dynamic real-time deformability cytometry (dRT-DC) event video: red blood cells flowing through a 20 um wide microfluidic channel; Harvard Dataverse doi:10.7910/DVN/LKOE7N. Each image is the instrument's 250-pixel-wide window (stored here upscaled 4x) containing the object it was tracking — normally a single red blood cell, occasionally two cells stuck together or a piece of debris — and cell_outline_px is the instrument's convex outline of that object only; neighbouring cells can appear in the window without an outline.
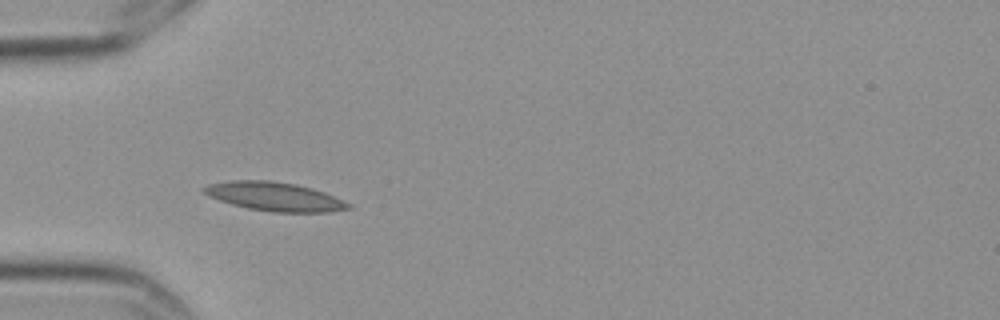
{"species": "Egyptian fruit bat (a non-hibernating species)", "species_latin": "Rousettus aegyptiacus", "temperature_condition": "cold", "stored_images_in_passage": 3, "camera_frame_rate_fps": 3000, "um_per_image_px": 0.085, "frame": {"image": 1, "passage_image": 2, "time_ms": 0.333, "image_size_px": [1000, 320], "cell_outline_px": [[352, 208], [332, 212], [272, 212], [248, 208], [232, 204], [208, 196], [200, 188], [208, 184], [232, 180], [268, 180], [296, 184], [312, 188], [324, 192], [352, 204]], "centroid_in_image_um": [23.35, 16.7], "position_along_channel_um": 61.6, "area_um2": 24.28}}
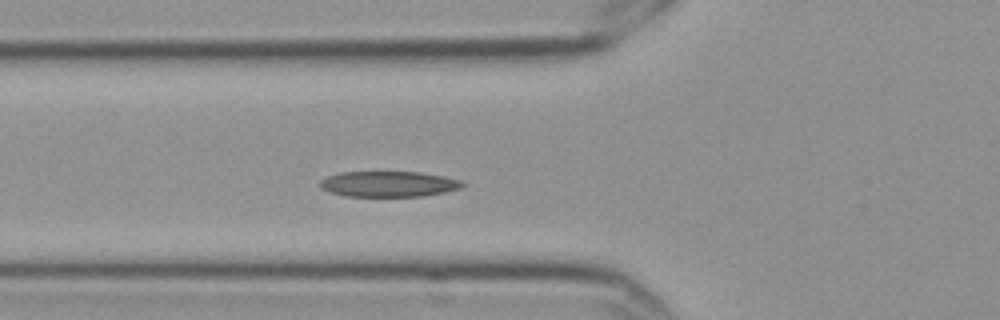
{"frame": {"image": 2, "passage_image": 3, "time_ms": 0.667, "image_size_px": [1000, 320], "cell_outline_px": [[468, 184], [460, 188], [444, 192], [424, 196], [344, 196], [328, 192], [320, 188], [320, 180], [328, 176], [340, 172], [420, 172], [444, 176], [460, 180]], "centroid_in_image_um": [33.03, 15.64], "position_along_channel_um": 92.8, "area_um2": 21.39}}